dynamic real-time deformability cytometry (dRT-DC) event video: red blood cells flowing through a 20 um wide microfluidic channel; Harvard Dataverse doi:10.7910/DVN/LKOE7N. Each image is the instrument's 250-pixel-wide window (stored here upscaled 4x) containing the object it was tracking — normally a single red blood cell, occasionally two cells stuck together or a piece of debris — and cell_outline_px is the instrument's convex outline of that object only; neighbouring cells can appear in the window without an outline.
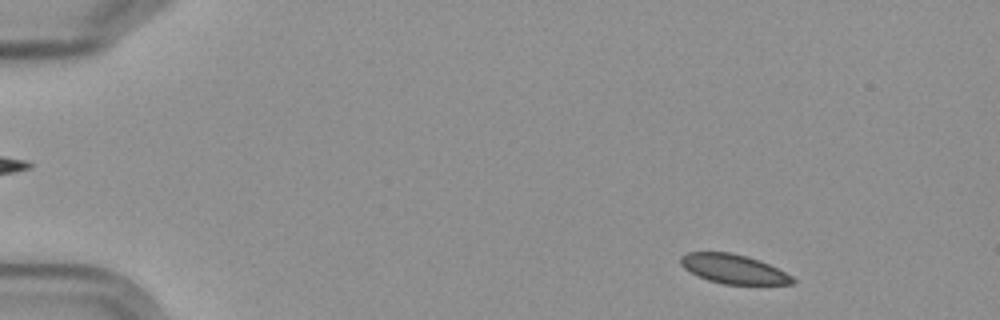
{"species": "Egyptian fruit bat (a non-hibernating species)", "species_latin": "Rousettus aegyptiacus", "temperature_condition": "cold", "stored_images_in_passage": 5, "camera_frame_rate_fps": 3000, "um_per_image_px": 0.085, "frame": {"image": 1, "passage_image": 1, "time_ms": 0.0, "image_size_px": [1000, 320], "cell_outline_px": [[796, 284], [724, 284], [708, 280], [684, 268], [680, 264], [680, 256], [688, 252], [728, 252], [744, 256], [768, 264], [792, 276], [796, 280]], "centroid_in_image_um": [62.34, 22.87], "position_along_channel_um": 22.7, "area_um2": 18.73}}
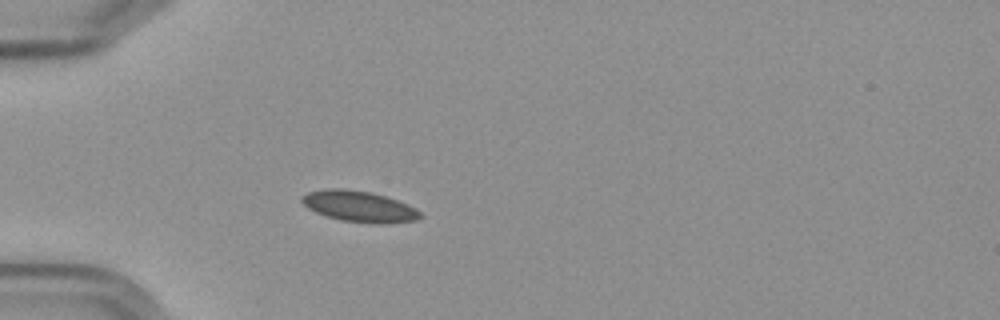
{"frame": {"image": 2, "passage_image": 4, "time_ms": 3.333, "image_size_px": [1000, 320], "cell_outline_px": [[424, 216], [416, 220], [384, 224], [380, 224], [340, 220], [316, 212], [308, 208], [300, 200], [300, 196], [308, 192], [328, 188], [344, 188], [372, 192], [388, 196], [408, 204], [416, 208]], "centroid_in_image_um": [30.56, 17.53], "position_along_channel_um": 54.4, "area_um2": 21.62}}